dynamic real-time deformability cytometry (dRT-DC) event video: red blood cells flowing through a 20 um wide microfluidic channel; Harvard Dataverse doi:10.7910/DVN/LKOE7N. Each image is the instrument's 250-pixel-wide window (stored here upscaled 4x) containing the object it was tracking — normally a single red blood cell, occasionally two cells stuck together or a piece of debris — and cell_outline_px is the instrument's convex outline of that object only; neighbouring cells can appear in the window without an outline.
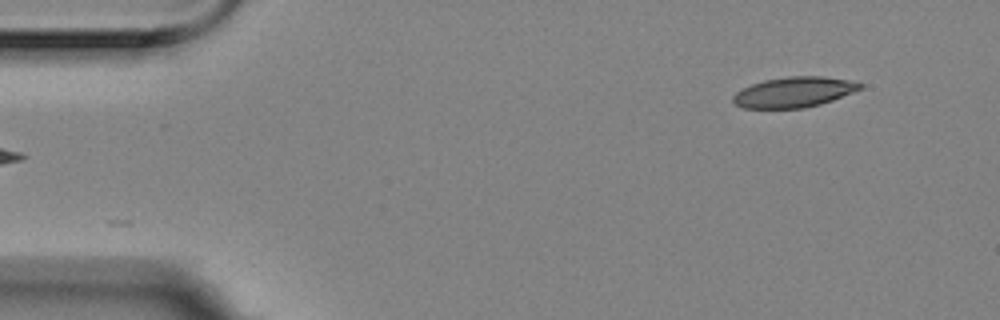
{"species": "Egyptian fruit bat (a non-hibernating species)", "species_latin": "Rousettus aegyptiacus", "temperature_condition": "room temperature", "stored_images_in_passage": 3, "camera_frame_rate_fps": 3000, "um_per_image_px": 0.085, "animal": {"sex": "female"}, "frame": {"image": 1, "passage_image": 3, "time_ms": 0.667, "image_size_px": [1000, 320], "cell_outline_px": [[864, 84], [860, 88], [852, 92], [832, 100], [820, 104], [804, 108], [744, 108], [736, 104], [732, 100], [732, 96], [736, 92], [752, 84], [764, 80], [788, 76], [824, 76], [848, 80]], "centroid_in_image_um": [67.46, 7.83], "position_along_channel_um": 17.5, "area_um2": 22.25}}